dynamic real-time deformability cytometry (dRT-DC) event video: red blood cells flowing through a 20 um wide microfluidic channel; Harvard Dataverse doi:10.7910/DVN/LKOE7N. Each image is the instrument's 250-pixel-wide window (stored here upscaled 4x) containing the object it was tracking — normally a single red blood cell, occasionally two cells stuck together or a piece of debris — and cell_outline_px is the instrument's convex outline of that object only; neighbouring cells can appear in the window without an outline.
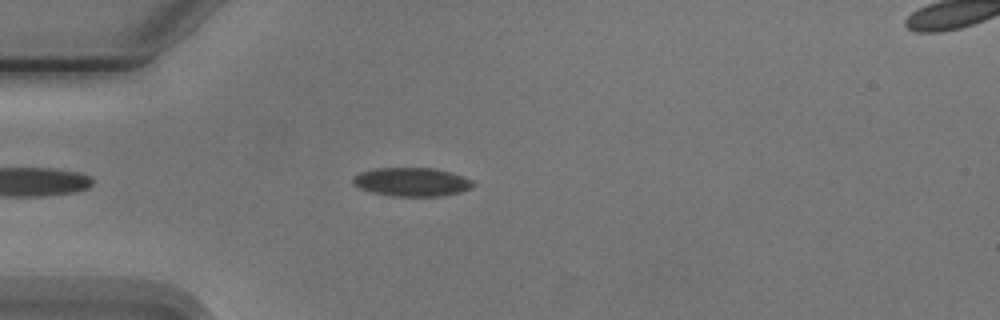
{"species": "Egyptian fruit bat (a non-hibernating species)", "species_latin": "Rousettus aegyptiacus", "temperature_condition": "cold", "stored_images_in_passage": 5, "camera_frame_rate_fps": 3000, "um_per_image_px": 0.085, "animal": {"sex": "male"}, "frame": {"image": 1, "passage_image": 3, "time_ms": 3.333, "image_size_px": [1000, 320], "cell_outline_px": [[476, 184], [472, 188], [460, 192], [440, 196], [392, 196], [372, 192], [360, 188], [352, 184], [352, 180], [360, 172], [372, 168], [436, 168], [452, 172], [464, 176], [472, 180]], "centroid_in_image_um": [35.03, 15.46], "position_along_channel_um": 50.0, "area_um2": 20.23}}